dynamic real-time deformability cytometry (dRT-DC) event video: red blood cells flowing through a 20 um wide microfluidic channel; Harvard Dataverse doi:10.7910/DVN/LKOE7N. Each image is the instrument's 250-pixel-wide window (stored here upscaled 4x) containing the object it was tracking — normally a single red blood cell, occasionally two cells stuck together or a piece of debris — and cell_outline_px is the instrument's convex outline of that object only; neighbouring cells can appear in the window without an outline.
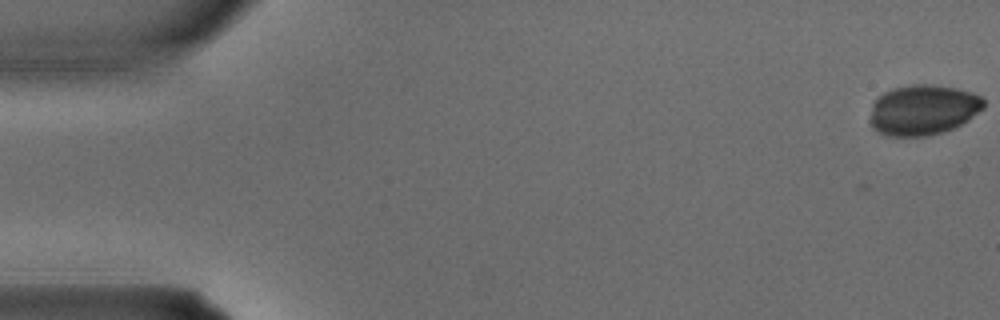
{"species": "common noctule bat (a hibernating species)", "species_latin": "Nyctalus noctula", "temperature_condition": "warm", "stored_images_in_passage": 3, "camera_frame_rate_fps": 3000, "um_per_image_px": 0.085, "animal": {"sex": "male", "body_mass_g": 15.6}, "frame": {"image": 1, "passage_image": 1, "time_ms": 0.0, "image_size_px": [1000, 320], "cell_outline_px": [[984, 108], [968, 120], [952, 128], [940, 132], [924, 136], [888, 136], [872, 128], [868, 120], [872, 104], [876, 96], [892, 88], [912, 84], [928, 84], [956, 88], [972, 92], [980, 96], [984, 100]], "centroid_in_image_um": [78.41, 9.33], "position_along_channel_um": 6.6, "area_um2": 33.52}}